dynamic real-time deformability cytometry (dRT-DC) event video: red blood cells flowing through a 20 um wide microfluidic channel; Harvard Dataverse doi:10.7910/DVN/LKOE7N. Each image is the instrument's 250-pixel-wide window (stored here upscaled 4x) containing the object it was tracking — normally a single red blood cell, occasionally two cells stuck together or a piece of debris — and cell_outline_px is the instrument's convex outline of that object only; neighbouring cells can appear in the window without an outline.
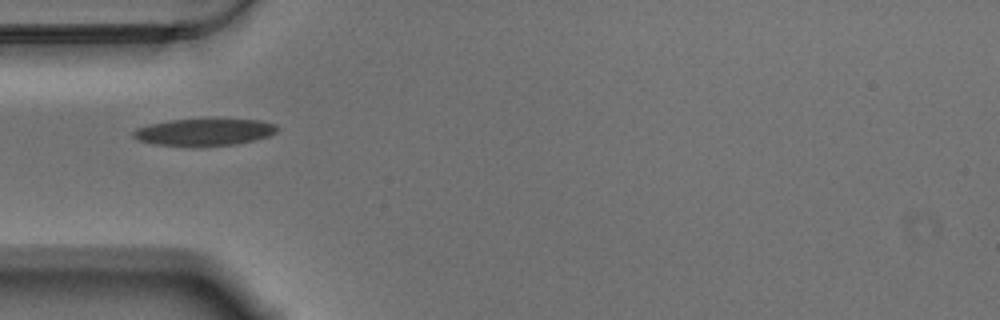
{"species": "Egyptian fruit bat (a non-hibernating species)", "species_latin": "Rousettus aegyptiacus", "temperature_condition": "warm", "stored_images_in_passage": 34, "camera_frame_rate_fps": 3000, "um_per_image_px": 0.085, "animal": {"sex": "male"}, "frame": {"image": 1, "passage_image": 1, "time_ms": 0.0, "image_size_px": [1000, 320], "cell_outline_px": [[280, 128], [276, 132], [268, 136], [236, 144], [152, 144], [140, 140], [132, 136], [132, 132], [136, 128], [148, 124], [172, 120], [216, 116], [260, 120], [276, 124]], "centroid_in_image_um": [17.43, 11.14], "position_along_channel_um": 67.6, "area_um2": 22.95}}
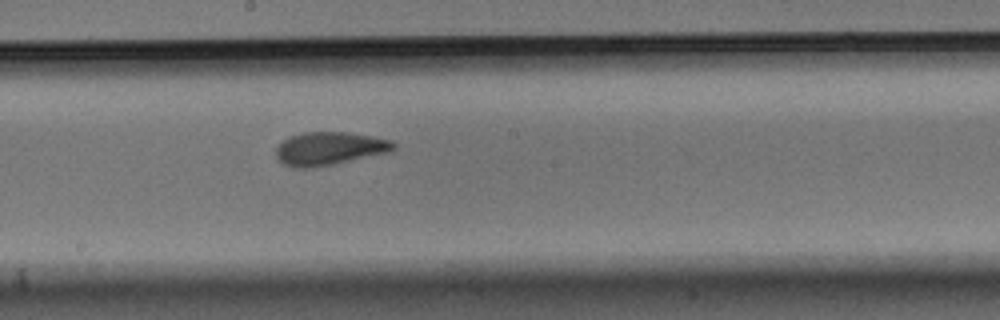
{"frame": {"image": 2, "passage_image": 14, "time_ms": 4.333, "image_size_px": [1000, 320], "cell_outline_px": [[396, 148], [388, 152], [332, 164], [312, 168], [296, 168], [284, 164], [276, 156], [276, 148], [284, 140], [292, 136], [304, 132], [348, 132], [372, 136], [392, 140], [396, 144]], "centroid_in_image_um": [28.01, 12.62], "position_along_channel_um": 220.2, "area_um2": 22.48}}
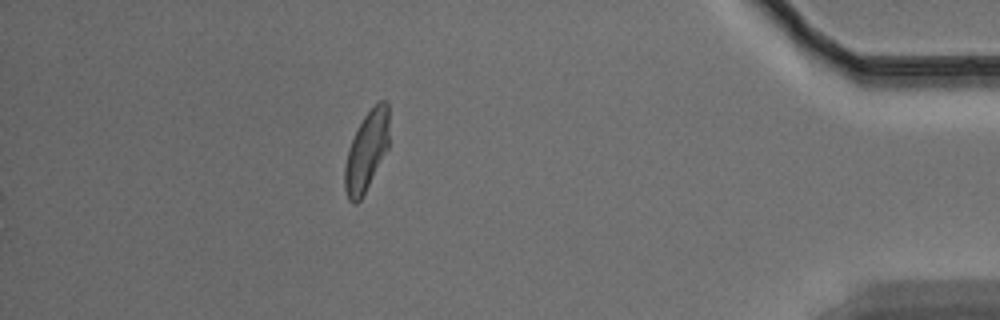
{"frame": {"image": 3, "passage_image": 34, "time_ms": 11.0, "image_size_px": [1000, 320], "cell_outline_px": [[388, 148], [360, 200], [356, 204], [352, 204], [348, 200], [344, 188], [344, 168], [348, 148], [364, 116], [380, 100], [384, 100], [388, 104]], "centroid_in_image_um": [31.13, 12.88], "position_along_channel_um": 404.1, "area_um2": 20.23}, "authors_computed_cell_mechanics": {"area_um2": 22.0507, "velocity_mm_per_s": 3.4927, "shape_relaxation_time_tau1_ms": 6.3395, "shape_relaxation_time_tau2_ms": 1.6701, "deformation_change_tau1": 0.1761, "deformation_change_tau2": 0.0758}}